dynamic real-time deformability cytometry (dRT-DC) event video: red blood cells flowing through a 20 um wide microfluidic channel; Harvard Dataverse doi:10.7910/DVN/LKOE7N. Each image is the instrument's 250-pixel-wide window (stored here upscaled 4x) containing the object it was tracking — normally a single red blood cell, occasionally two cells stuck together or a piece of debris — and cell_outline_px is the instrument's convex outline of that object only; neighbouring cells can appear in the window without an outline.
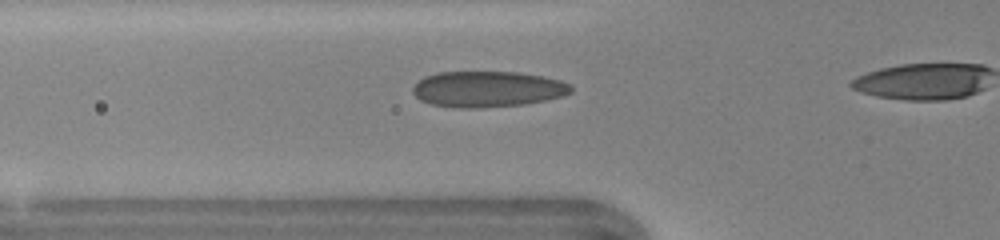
{"species": "human", "species_latin": "Homo sapiens", "temperature_condition": "warm", "stored_images_in_passage": 26, "camera_frame_rate_fps": 3000, "um_per_image_px": 0.085, "donor": {"sex": "female"}, "frame": {"image": 1, "passage_image": 13, "time_ms": 4.0, "image_size_px": [1000, 240], "cell_outline_px": [[572, 92], [564, 96], [524, 104], [480, 108], [456, 108], [432, 104], [420, 100], [412, 92], [412, 88], [424, 76], [436, 72], [516, 72], [540, 76], [560, 80], [572, 84]], "centroid_in_image_um": [41.44, 7.58], "position_along_channel_um": 84.4, "area_um2": 33.18}}
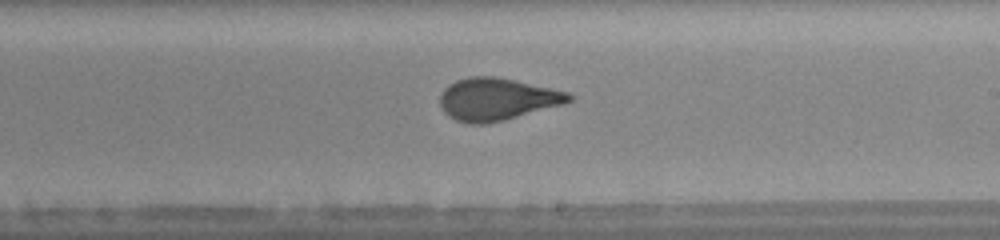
{"frame": {"image": 2, "passage_image": 24, "time_ms": 7.667, "image_size_px": [1000, 240], "cell_outline_px": [[572, 100], [564, 104], [504, 120], [488, 124], [468, 124], [456, 120], [448, 116], [444, 112], [440, 104], [440, 96], [444, 88], [448, 84], [456, 80], [468, 76], [496, 76], [516, 80], [572, 92]], "centroid_in_image_um": [42.25, 8.42], "position_along_channel_um": 246.7, "area_um2": 32.19}}